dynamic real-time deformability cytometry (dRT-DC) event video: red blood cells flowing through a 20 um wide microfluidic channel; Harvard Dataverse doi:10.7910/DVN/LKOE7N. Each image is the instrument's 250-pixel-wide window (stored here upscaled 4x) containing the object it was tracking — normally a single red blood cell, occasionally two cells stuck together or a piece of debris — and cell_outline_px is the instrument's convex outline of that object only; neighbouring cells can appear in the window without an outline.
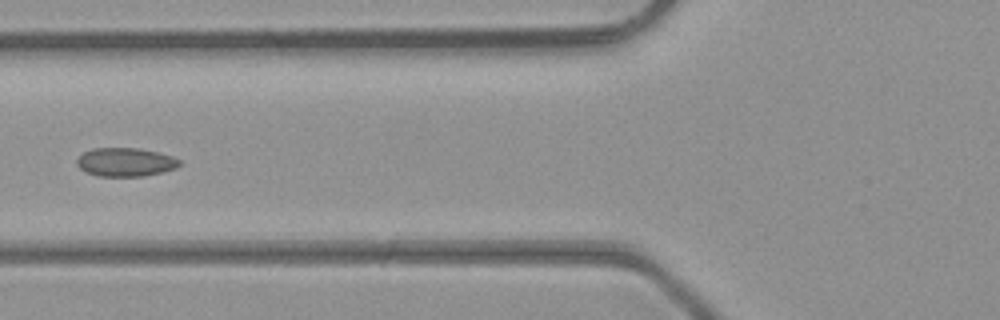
{"species": "common noctule bat (a hibernating species)", "species_latin": "Nyctalus noctula", "temperature_condition": "room temperature", "stored_images_in_passage": 5, "camera_frame_rate_fps": 3000, "um_per_image_px": 0.085, "animal": {"sex": "male", "body_mass_g": 23.1, "forearm_length_mm": 52.7}, "frame": {"image": 1, "passage_image": 4, "time_ms": 1.0, "image_size_px": [1000, 320], "cell_outline_px": [[180, 164], [176, 168], [144, 176], [100, 176], [84, 172], [76, 164], [76, 160], [84, 152], [92, 148], [140, 148], [172, 156], [180, 160]], "centroid_in_image_um": [10.64, 13.78], "position_along_channel_um": 115.2, "area_um2": 17.05}}
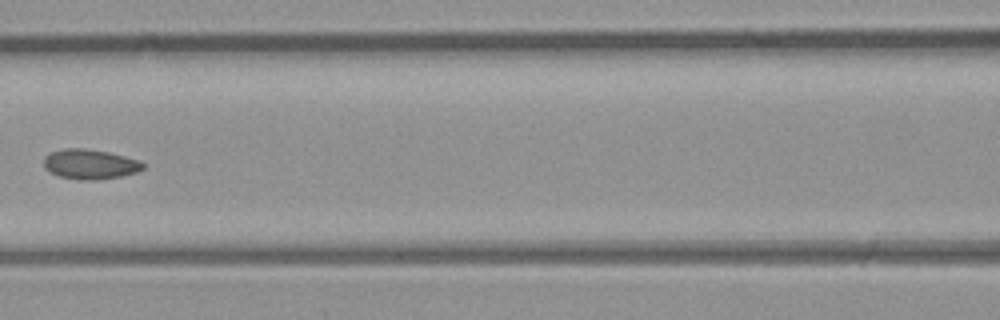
{"frame": {"image": 2, "passage_image": 5, "time_ms": 1.333, "image_size_px": [1000, 320], "cell_outline_px": [[144, 168], [136, 172], [120, 176], [96, 180], [80, 180], [60, 176], [48, 172], [44, 168], [44, 156], [52, 152], [64, 148], [84, 148], [108, 152], [140, 160], [144, 164]], "centroid_in_image_um": [7.63, 13.95], "position_along_channel_um": 159.0, "area_um2": 17.28}}